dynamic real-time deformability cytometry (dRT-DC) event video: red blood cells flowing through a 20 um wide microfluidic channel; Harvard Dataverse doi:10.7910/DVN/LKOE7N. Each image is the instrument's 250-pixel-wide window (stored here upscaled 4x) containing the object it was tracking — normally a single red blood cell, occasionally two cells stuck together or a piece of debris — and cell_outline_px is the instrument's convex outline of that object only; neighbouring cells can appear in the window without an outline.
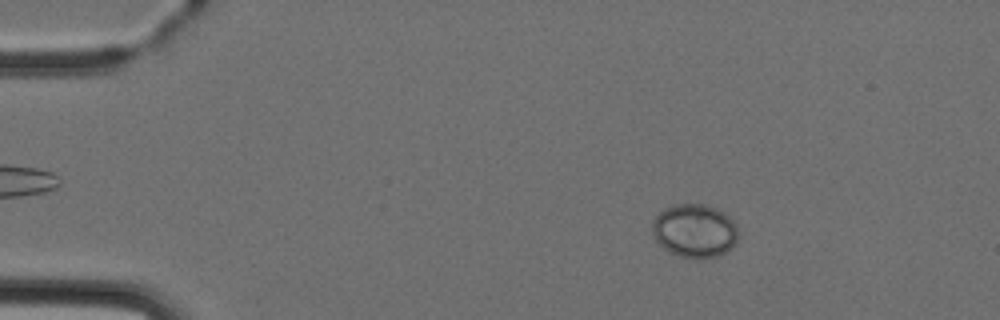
{"species": "Egyptian fruit bat (a non-hibernating species)", "species_latin": "Rousettus aegyptiacus", "temperature_condition": "cold", "stored_images_in_passage": 4, "camera_frame_rate_fps": 3000, "um_per_image_px": 0.085, "animal": {"sex": "female"}, "frame": {"image": 1, "passage_image": 2, "time_ms": 1.0, "image_size_px": [1000, 320], "cell_outline_px": [[736, 244], [732, 248], [720, 256], [680, 256], [664, 248], [656, 240], [652, 232], [652, 220], [664, 208], [676, 204], [704, 204], [716, 208], [724, 212], [736, 224]], "centroid_in_image_um": [59.04, 19.58], "position_along_channel_um": 26.0, "area_um2": 26.41}}